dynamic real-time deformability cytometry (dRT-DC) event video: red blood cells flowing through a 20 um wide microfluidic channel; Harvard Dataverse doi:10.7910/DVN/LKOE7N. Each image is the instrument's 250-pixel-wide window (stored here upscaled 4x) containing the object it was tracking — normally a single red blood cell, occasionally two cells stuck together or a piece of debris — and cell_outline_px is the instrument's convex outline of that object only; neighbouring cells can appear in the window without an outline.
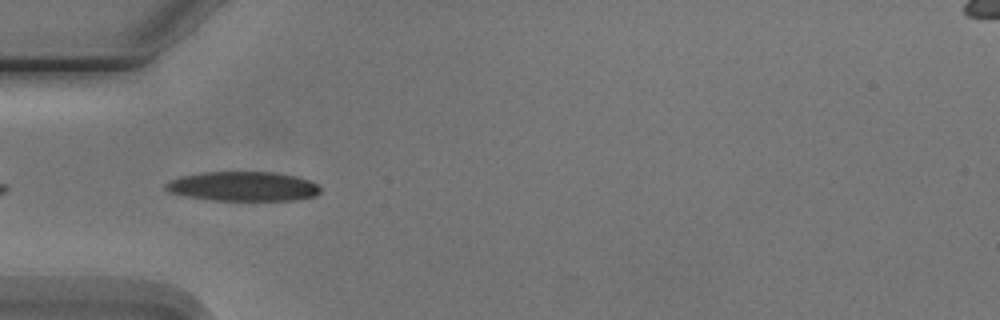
{"species": "Egyptian fruit bat (a non-hibernating species)", "species_latin": "Rousettus aegyptiacus", "temperature_condition": "cold", "stored_images_in_passage": 7, "camera_frame_rate_fps": 3000, "um_per_image_px": 0.085, "animal": {"sex": "male"}, "frame": {"image": 1, "passage_image": 5, "time_ms": 4.667, "image_size_px": [1000, 320], "cell_outline_px": [[320, 192], [316, 196], [296, 200], [212, 200], [188, 196], [168, 192], [164, 188], [164, 184], [168, 180], [180, 176], [204, 172], [276, 172], [296, 176], [308, 180], [316, 184], [320, 188]], "centroid_in_image_um": [20.64, 15.84], "position_along_channel_um": 64.4, "area_um2": 26.65}}
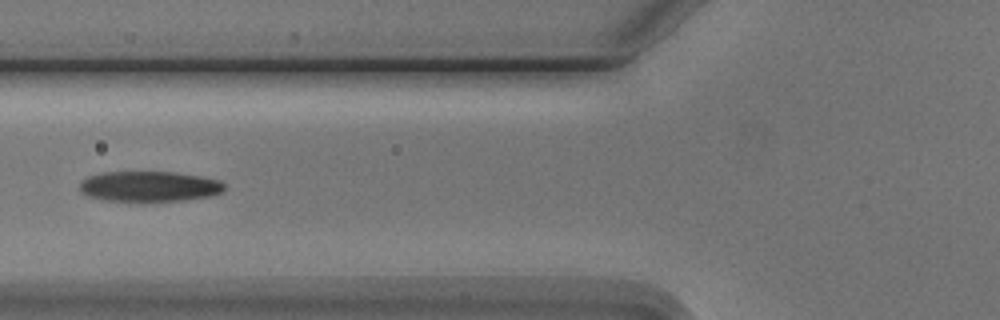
{"frame": {"image": 2, "passage_image": 6, "time_ms": 6.0, "image_size_px": [1000, 320], "cell_outline_px": [[224, 192], [212, 196], [184, 200], [140, 204], [104, 200], [88, 196], [80, 192], [80, 180], [88, 176], [100, 172], [172, 172], [200, 176], [220, 180], [224, 184]], "centroid_in_image_um": [12.66, 15.88], "position_along_channel_um": 113.1, "area_um2": 26.7}}
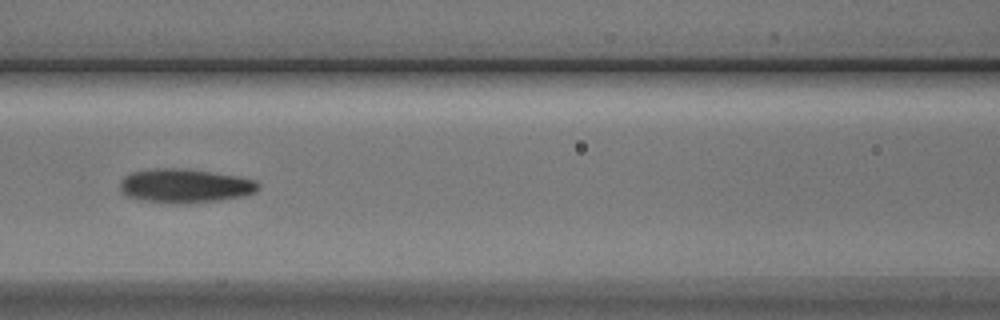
{"frame": {"image": 3, "passage_image": 7, "time_ms": 7.0, "image_size_px": [1000, 320], "cell_outline_px": [[260, 188], [256, 192], [244, 196], [224, 200], [184, 204], [172, 204], [140, 200], [128, 196], [120, 188], [120, 180], [124, 176], [132, 172], [148, 168], [188, 168], [236, 176], [256, 180], [260, 184]], "centroid_in_image_um": [15.74, 15.8], "position_along_channel_um": 150.9, "area_um2": 27.92}}